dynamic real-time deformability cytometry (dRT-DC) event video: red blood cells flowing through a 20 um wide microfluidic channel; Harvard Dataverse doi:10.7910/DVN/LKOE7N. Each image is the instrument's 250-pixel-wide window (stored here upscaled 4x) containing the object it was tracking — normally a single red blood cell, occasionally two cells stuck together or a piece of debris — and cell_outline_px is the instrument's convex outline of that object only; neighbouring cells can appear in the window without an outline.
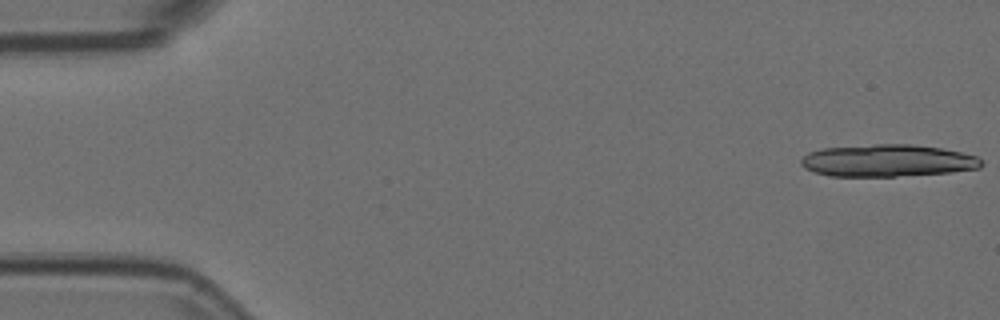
{"species": "Egyptian fruit bat (a non-hibernating species)", "species_latin": "Rousettus aegyptiacus", "temperature_condition": "room temperature", "stored_images_in_passage": 5, "camera_frame_rate_fps": 3000, "um_per_image_px": 0.085, "animal": {"sex": "female"}, "frame": {"image": 1, "passage_image": 1, "time_ms": 0.0, "image_size_px": [1000, 320], "cell_outline_px": [[984, 164], [980, 168], [948, 172], [892, 176], [832, 176], [816, 172], [804, 168], [800, 164], [800, 160], [808, 152], [824, 148], [876, 144], [912, 144], [940, 148], [960, 152], [976, 156]], "centroid_in_image_um": [75.42, 13.64], "position_along_channel_um": 9.6, "area_um2": 33.52}}
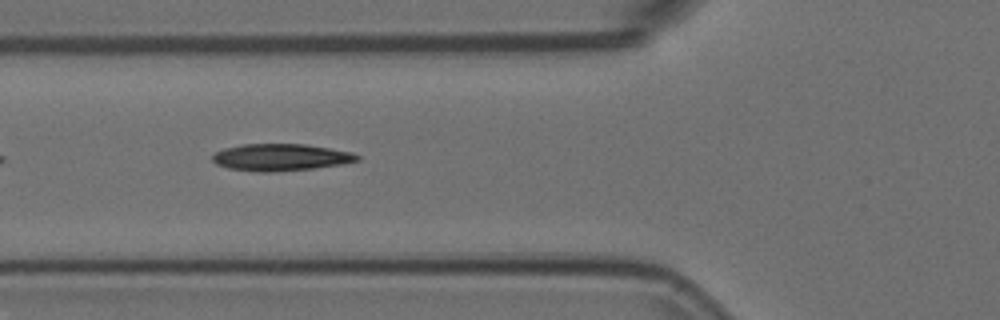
{"frame": {"image": 2, "passage_image": 4, "time_ms": 1.0, "image_size_px": [1000, 320], "cell_outline_px": [[360, 160], [344, 164], [312, 168], [272, 172], [260, 172], [228, 168], [216, 164], [212, 160], [212, 156], [216, 152], [224, 148], [240, 144], [304, 144], [352, 152], [360, 156]], "centroid_in_image_um": [23.86, 13.37], "position_along_channel_um": 101.9, "area_um2": 22.72}}
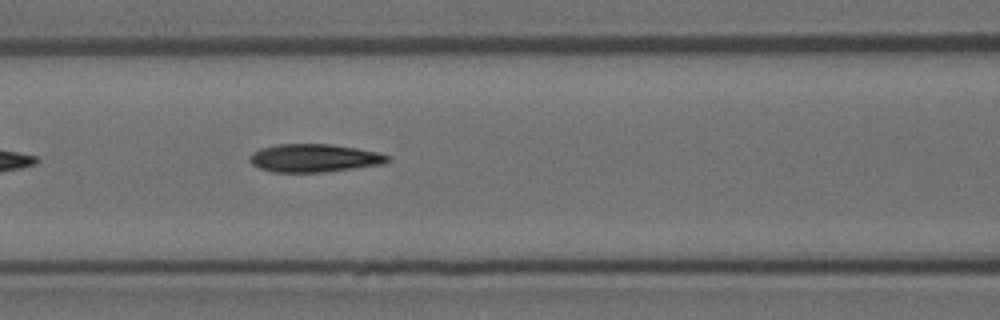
{"frame": {"image": 3, "passage_image": 5, "time_ms": 1.333, "image_size_px": [1000, 320], "cell_outline_px": [[388, 160], [384, 164], [324, 172], [272, 172], [260, 168], [252, 164], [248, 160], [248, 156], [252, 152], [260, 148], [280, 144], [328, 144], [356, 148], [376, 152], [388, 156]], "centroid_in_image_um": [26.64, 13.44], "position_along_channel_um": 140.0, "area_um2": 22.43}}